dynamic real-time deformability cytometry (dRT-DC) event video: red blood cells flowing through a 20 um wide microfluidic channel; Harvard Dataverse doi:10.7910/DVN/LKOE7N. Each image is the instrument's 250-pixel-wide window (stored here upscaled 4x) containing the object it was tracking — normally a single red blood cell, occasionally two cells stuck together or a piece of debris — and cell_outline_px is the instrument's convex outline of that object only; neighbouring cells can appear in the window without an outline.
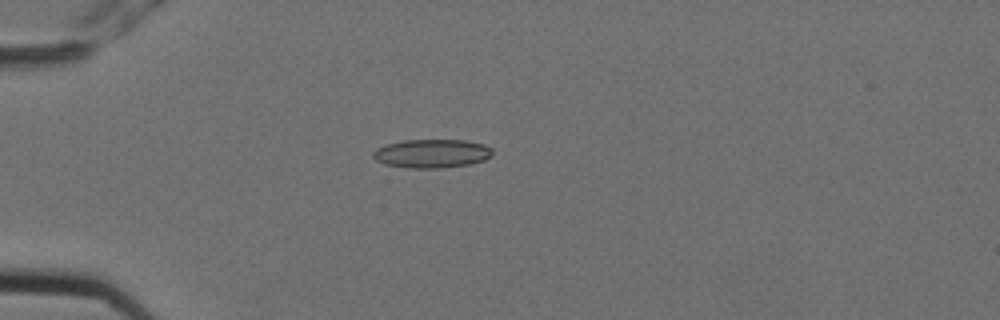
{"species": "Egyptian fruit bat (a non-hibernating species)", "species_latin": "Rousettus aegyptiacus", "temperature_condition": "cold", "stored_images_in_passage": 6, "camera_frame_rate_fps": 3000, "um_per_image_px": 0.085, "animal": {"sex": "female"}, "frame": {"image": 1, "passage_image": 1, "time_ms": 0.0, "image_size_px": [1000, 320], "cell_outline_px": [[492, 152], [484, 160], [468, 164], [440, 168], [408, 168], [384, 164], [376, 160], [372, 156], [372, 152], [376, 148], [388, 144], [404, 140], [464, 140], [484, 144], [492, 148]], "centroid_in_image_um": [36.67, 13.05], "position_along_channel_um": 48.3, "area_um2": 19.83}}
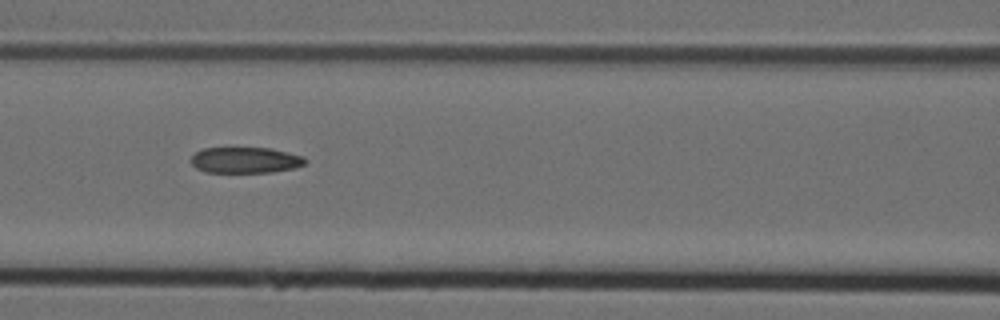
{"frame": {"image": 2, "passage_image": 4, "time_ms": 1.0, "image_size_px": [1000, 320], "cell_outline_px": [[308, 160], [304, 164], [292, 168], [272, 172], [204, 172], [196, 168], [192, 164], [192, 156], [196, 152], [204, 148], [272, 148], [304, 156]], "centroid_in_image_um": [20.87, 13.6], "position_along_channel_um": 145.7, "area_um2": 17.22}}
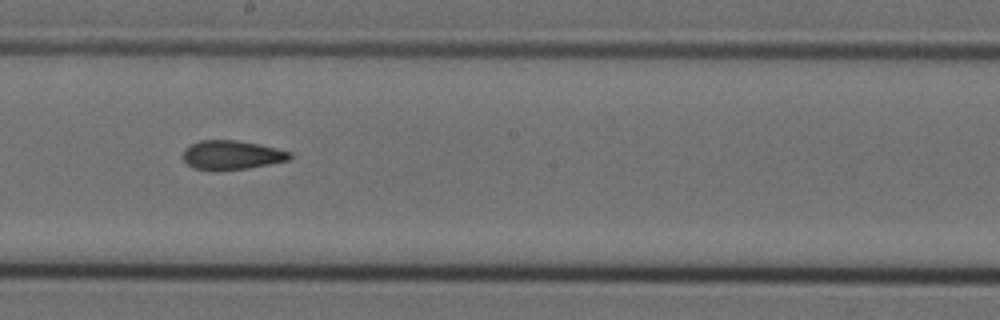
{"frame": {"image": 3, "passage_image": 6, "time_ms": 1.667, "image_size_px": [1000, 320], "cell_outline_px": [[292, 156], [288, 160], [248, 168], [192, 168], [184, 160], [184, 148], [200, 140], [236, 140], [260, 144], [292, 152]], "centroid_in_image_um": [19.73, 13.13], "position_along_channel_um": 228.5, "area_um2": 17.51}}